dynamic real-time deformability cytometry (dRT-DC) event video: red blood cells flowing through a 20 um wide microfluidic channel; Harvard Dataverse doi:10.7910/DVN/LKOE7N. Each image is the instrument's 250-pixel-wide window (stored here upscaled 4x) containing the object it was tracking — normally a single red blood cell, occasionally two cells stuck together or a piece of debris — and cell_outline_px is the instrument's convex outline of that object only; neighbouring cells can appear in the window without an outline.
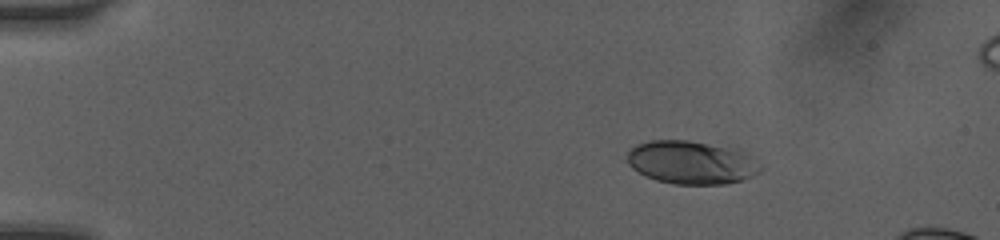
{"species": "human", "species_latin": "Homo sapiens", "temperature_condition": "room temperature", "stored_images_in_passage": 4, "camera_frame_rate_fps": 3000, "um_per_image_px": 0.085, "donor": {"sex": "female"}, "frame": {"image": 1, "passage_image": 1, "time_ms": 0.0, "image_size_px": [1000, 240], "cell_outline_px": [[764, 168], [760, 172], [744, 180], [724, 184], [672, 184], [656, 180], [644, 176], [632, 168], [624, 160], [628, 152], [636, 144], [652, 140], [688, 140], [736, 148]], "centroid_in_image_um": [58.72, 13.81], "position_along_channel_um": 26.3, "area_um2": 33.76}}